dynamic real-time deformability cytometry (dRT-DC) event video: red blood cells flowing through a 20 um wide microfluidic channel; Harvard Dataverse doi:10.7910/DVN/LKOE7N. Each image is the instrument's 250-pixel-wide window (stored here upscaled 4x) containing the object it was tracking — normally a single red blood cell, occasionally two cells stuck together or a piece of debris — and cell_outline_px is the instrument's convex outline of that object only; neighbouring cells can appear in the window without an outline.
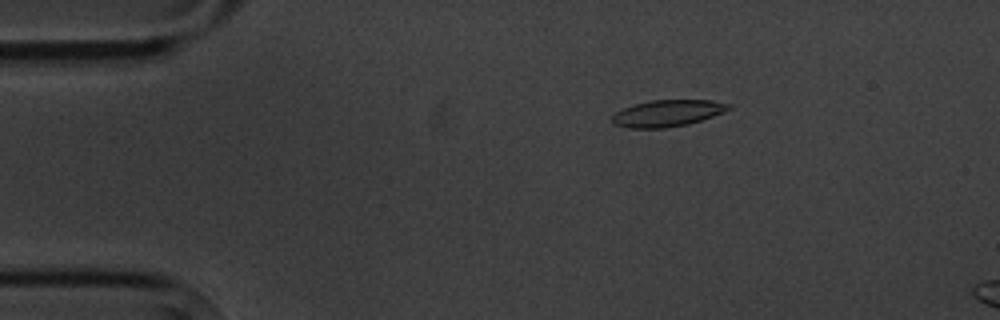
{"species": "common noctule bat (a hibernating species)", "species_latin": "Nyctalus noctula", "temperature_condition": "cold", "stored_images_in_passage": 5, "camera_frame_rate_fps": 3000, "um_per_image_px": 0.085, "animal": {"sex": "male", "body_mass_g": 20.1, "forearm_length_mm": 53.5}, "frame": {"image": 1, "passage_image": 3, "time_ms": 2.333, "image_size_px": [1000, 320], "cell_outline_px": [[732, 108], [724, 112], [688, 124], [664, 128], [628, 128], [612, 124], [612, 116], [616, 112], [624, 108], [636, 104], [652, 100], [712, 100], [732, 104]], "centroid_in_image_um": [56.75, 9.62], "position_along_channel_um": 28.3, "area_um2": 18.03}}